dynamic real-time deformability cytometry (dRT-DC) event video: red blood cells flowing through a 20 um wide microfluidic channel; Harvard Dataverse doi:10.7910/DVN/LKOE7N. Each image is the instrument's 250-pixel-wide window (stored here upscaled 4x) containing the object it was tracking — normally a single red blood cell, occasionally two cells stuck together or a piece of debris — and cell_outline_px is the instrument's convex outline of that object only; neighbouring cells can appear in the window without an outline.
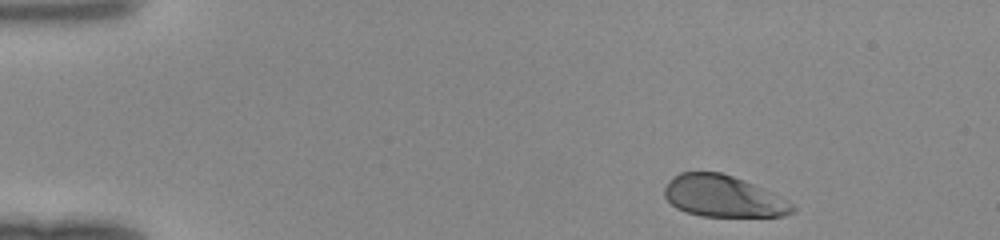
{"species": "human", "species_latin": "Homo sapiens", "temperature_condition": "room temperature", "stored_images_in_passage": 36, "camera_frame_rate_fps": 3000, "um_per_image_px": 0.085, "donor": {"sex": "female"}, "frame": {"image": 1, "passage_image": 1, "time_ms": 0.0, "image_size_px": [1000, 240], "cell_outline_px": [[796, 212], [784, 216], [700, 216], [684, 212], [676, 208], [664, 196], [664, 188], [668, 180], [672, 176], [680, 172], [720, 172], [744, 180], [772, 192], [788, 200], [796, 208]], "centroid_in_image_um": [61.46, 16.68], "position_along_channel_um": 23.5, "area_um2": 31.21}}
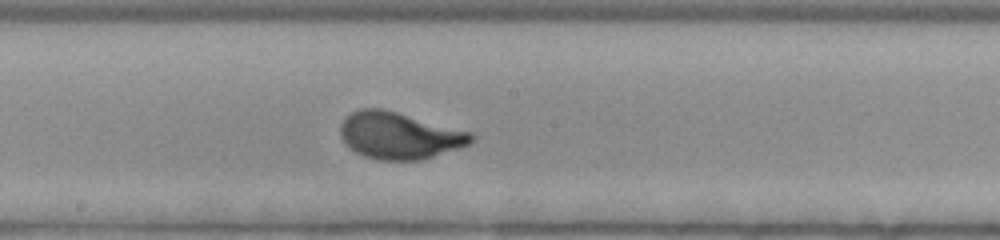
{"frame": {"image": 2, "passage_image": 21, "time_ms": 6.667, "image_size_px": [1000, 240], "cell_outline_px": [[476, 140], [468, 144], [420, 160], [376, 160], [364, 156], [348, 148], [340, 136], [340, 124], [352, 112], [360, 108], [380, 108], [396, 112], [472, 132], [476, 136]], "centroid_in_image_um": [33.91, 11.52], "position_along_channel_um": 214.3, "area_um2": 35.49}}
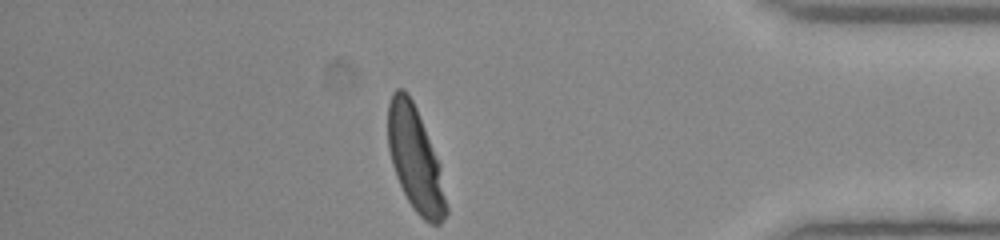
{"frame": {"image": 3, "passage_image": 36, "time_ms": 11.667, "image_size_px": [1000, 240], "cell_outline_px": [[448, 212], [440, 224], [432, 224], [424, 220], [412, 208], [396, 176], [392, 164], [388, 148], [388, 104], [392, 92], [396, 88], [404, 88], [408, 92], [416, 108], [440, 164], [448, 208]], "centroid_in_image_um": [35.29, 13.53], "position_along_channel_um": 399.9, "area_um2": 35.32}}